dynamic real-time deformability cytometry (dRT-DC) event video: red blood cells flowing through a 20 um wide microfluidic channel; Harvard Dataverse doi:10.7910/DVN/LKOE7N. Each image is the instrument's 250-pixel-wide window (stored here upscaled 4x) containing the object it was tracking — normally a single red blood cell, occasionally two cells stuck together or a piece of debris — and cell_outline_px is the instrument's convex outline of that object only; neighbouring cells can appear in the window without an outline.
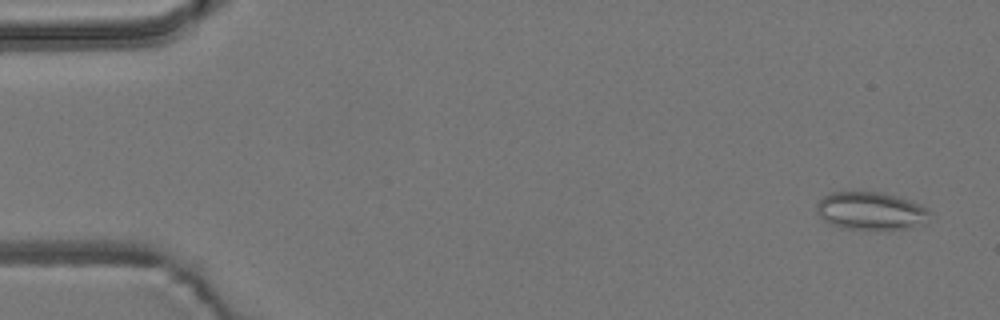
{"species": "common noctule bat (a hibernating species)", "species_latin": "Nyctalus noctula", "temperature_condition": "room temperature", "stored_images_in_passage": 5, "camera_frame_rate_fps": 3000, "um_per_image_px": 0.085, "animal": {"sex": "male", "body_mass_g": 19.2, "forearm_length_mm": 51.8}, "frame": {"image": 1, "passage_image": 1, "time_ms": 0.0, "image_size_px": [1000, 320], "cell_outline_px": [[936, 216], [908, 228], [840, 228], [824, 220], [816, 212], [816, 204], [824, 196], [832, 192], [880, 192], [908, 200], [920, 204], [932, 212]], "centroid_in_image_um": [74.02, 17.91], "position_along_channel_um": 11.0, "area_um2": 24.57}}
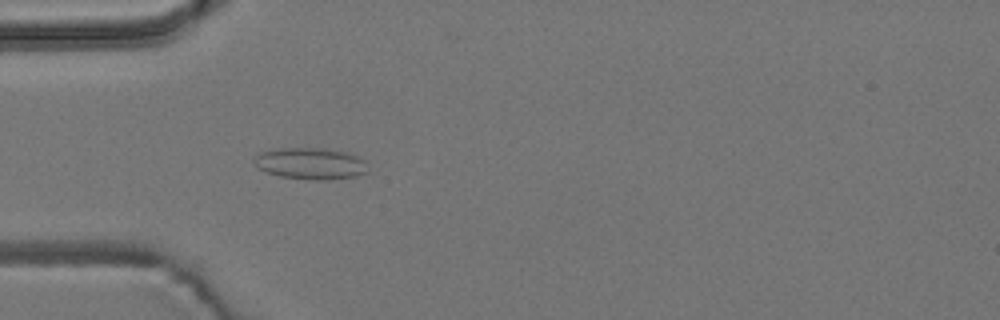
{"frame": {"image": 2, "passage_image": 5, "time_ms": 1.333, "image_size_px": [1000, 320], "cell_outline_px": [[368, 172], [356, 176], [324, 180], [316, 180], [280, 176], [256, 168], [252, 164], [252, 160], [260, 152], [280, 148], [324, 148], [344, 152], [356, 156], [364, 160]], "centroid_in_image_um": [26.35, 13.9], "position_along_channel_um": 58.7, "area_um2": 20.87}}